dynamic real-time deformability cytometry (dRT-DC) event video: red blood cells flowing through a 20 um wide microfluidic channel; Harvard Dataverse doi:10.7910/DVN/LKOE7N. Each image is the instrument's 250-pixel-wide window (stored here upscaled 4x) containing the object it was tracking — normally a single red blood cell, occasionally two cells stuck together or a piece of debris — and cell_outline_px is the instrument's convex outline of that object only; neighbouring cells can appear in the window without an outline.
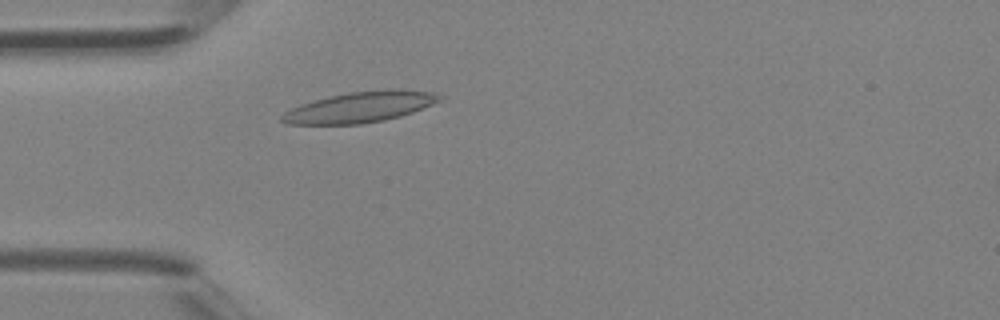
{"species": "Egyptian fruit bat (a non-hibernating species)", "species_latin": "Rousettus aegyptiacus", "temperature_condition": "room temperature", "stored_images_in_passage": 37, "camera_frame_rate_fps": 3000, "um_per_image_px": 0.085, "animal": {"sex": "female"}, "frame": {"image": 1, "passage_image": 8, "time_ms": 2.333, "image_size_px": [1000, 320], "cell_outline_px": [[444, 96], [440, 100], [432, 104], [412, 112], [400, 116], [384, 120], [360, 124], [284, 124], [280, 120], [280, 116], [284, 112], [300, 104], [328, 96], [348, 92], [388, 88], [396, 88], [432, 92]], "centroid_in_image_um": [30.59, 9.09], "position_along_channel_um": 54.4, "area_um2": 28.38}}
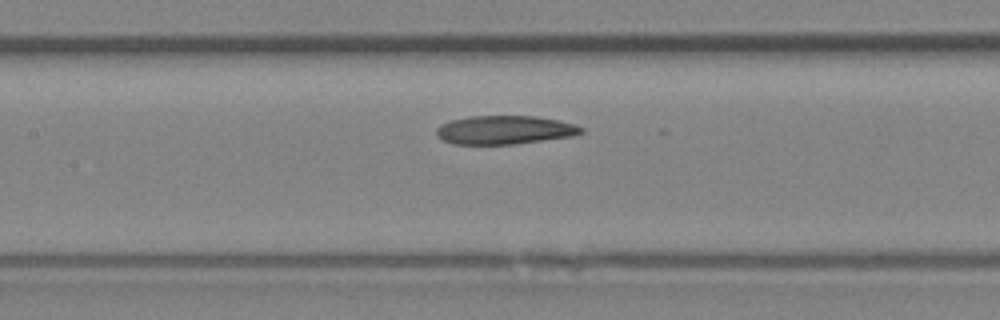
{"frame": {"image": 2, "passage_image": 15, "time_ms": 4.667, "image_size_px": [1000, 320], "cell_outline_px": [[584, 132], [572, 136], [516, 144], [452, 144], [444, 140], [436, 132], [436, 128], [440, 124], [452, 120], [468, 116], [536, 116], [560, 120], [584, 128]], "centroid_in_image_um": [42.91, 11.04], "position_along_channel_um": 164.5, "area_um2": 24.1}}
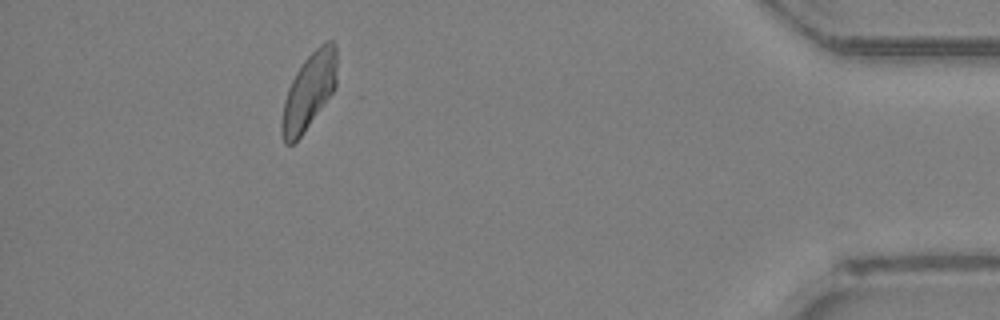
{"frame": {"image": 3, "passage_image": 33, "time_ms": 10.667, "image_size_px": [1000, 320], "cell_outline_px": [[336, 88], [304, 132], [292, 144], [284, 144], [280, 128], [280, 124], [284, 100], [288, 88], [296, 72], [304, 60], [320, 44], [328, 40], [332, 40], [336, 44]], "centroid_in_image_um": [26.25, 7.76], "position_along_channel_um": 408.9, "area_um2": 24.45}}